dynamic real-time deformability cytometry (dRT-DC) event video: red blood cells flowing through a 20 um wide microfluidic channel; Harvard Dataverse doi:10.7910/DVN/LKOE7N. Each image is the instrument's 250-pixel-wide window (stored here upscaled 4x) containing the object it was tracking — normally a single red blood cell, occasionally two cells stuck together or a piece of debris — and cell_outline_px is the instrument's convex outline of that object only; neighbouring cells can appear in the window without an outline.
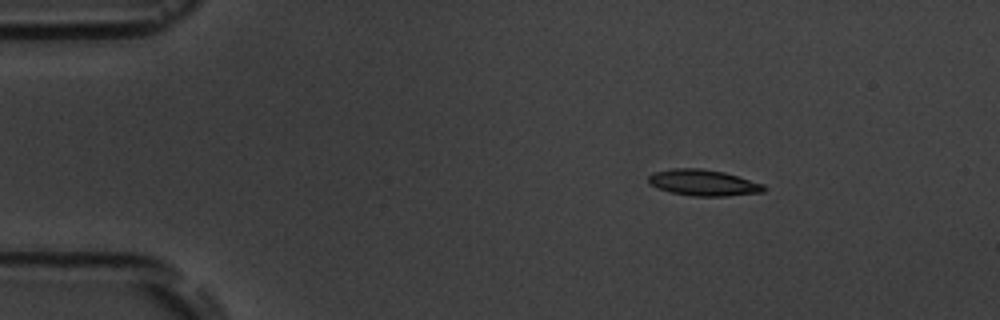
{"species": "common noctule bat (a hibernating species)", "species_latin": "Nyctalus noctula", "temperature_condition": "room temperature", "stored_images_in_passage": 5, "camera_frame_rate_fps": 3000, "um_per_image_px": 0.085, "animal": {"sex": "male", "body_mass_g": 19.5, "forearm_length_mm": 54.6}, "frame": {"image": 1, "passage_image": 3, "time_ms": 2.333, "image_size_px": [1000, 320], "cell_outline_px": [[768, 188], [764, 192], [724, 196], [692, 196], [672, 192], [656, 188], [648, 180], [648, 176], [652, 172], [672, 168], [700, 168], [724, 172], [764, 184]], "centroid_in_image_um": [59.79, 15.52], "position_along_channel_um": 25.2, "area_um2": 17.63}}
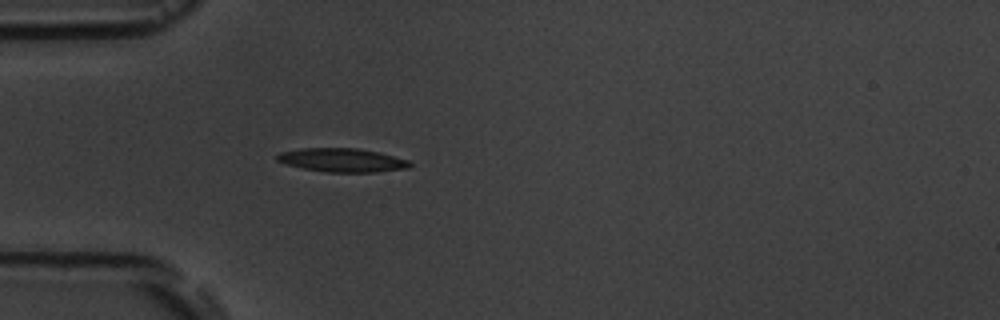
{"frame": {"image": 2, "passage_image": 5, "time_ms": 5.0, "image_size_px": [1000, 320], "cell_outline_px": [[412, 164], [408, 168], [372, 172], [328, 172], [304, 168], [284, 164], [276, 160], [276, 156], [280, 152], [300, 148], [356, 148], [380, 152], [408, 160]], "centroid_in_image_um": [29.06, 13.6], "position_along_channel_um": 55.9, "area_um2": 18.26}}